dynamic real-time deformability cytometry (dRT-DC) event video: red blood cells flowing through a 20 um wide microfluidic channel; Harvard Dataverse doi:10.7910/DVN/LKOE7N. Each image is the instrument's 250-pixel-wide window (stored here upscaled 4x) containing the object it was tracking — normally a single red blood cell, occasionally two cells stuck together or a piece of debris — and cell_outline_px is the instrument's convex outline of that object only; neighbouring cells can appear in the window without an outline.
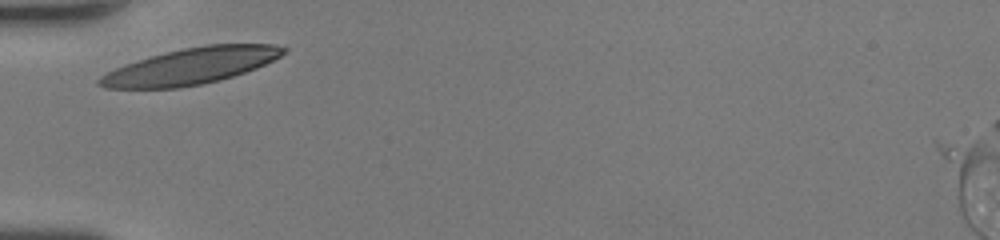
{"species": "human", "species_latin": "Homo sapiens", "temperature_condition": "room temperature", "stored_images_in_passage": 25, "camera_frame_rate_fps": 3000, "um_per_image_px": 0.085, "donor": {"sex": "female"}, "frame": {"image": 1, "passage_image": 1, "time_ms": 0.0, "image_size_px": [1000, 240], "cell_outline_px": [[288, 52], [256, 68], [220, 80], [180, 88], [104, 88], [96, 84], [96, 80], [100, 76], [124, 64], [152, 56], [184, 48], [208, 44], [276, 44], [288, 48]], "centroid_in_image_um": [16.23, 5.62], "position_along_channel_um": 68.8, "area_um2": 38.55}}
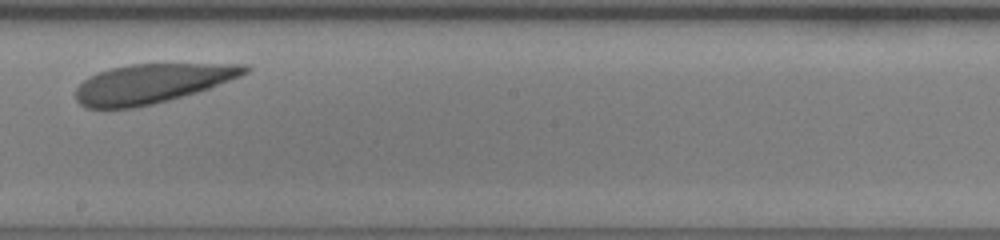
{"frame": {"image": 2, "passage_image": 14, "time_ms": 4.333, "image_size_px": [1000, 240], "cell_outline_px": [[252, 68], [248, 72], [240, 76], [208, 88], [196, 92], [168, 100], [152, 104], [132, 108], [84, 108], [76, 100], [76, 88], [84, 80], [100, 72], [112, 68], [128, 64], [248, 64]], "centroid_in_image_um": [12.91, 7.1], "position_along_channel_um": 235.3, "area_um2": 38.32}}
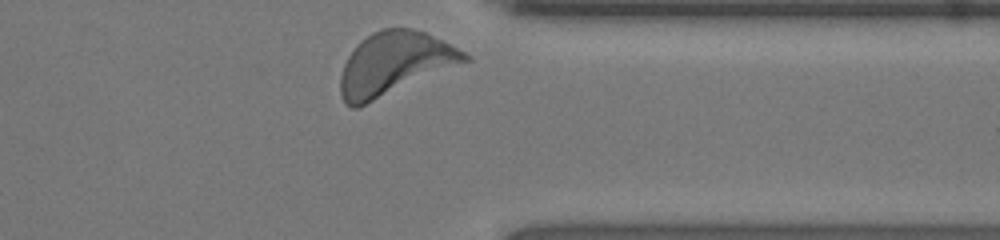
{"frame": {"image": 3, "passage_image": 25, "time_ms": 8.0, "image_size_px": [1000, 240], "cell_outline_px": [[472, 60], [360, 108], [352, 108], [344, 100], [340, 92], [340, 76], [344, 64], [348, 56], [356, 44], [360, 40], [372, 32], [380, 28], [412, 28], [424, 32], [472, 56]], "centroid_in_image_um": [33.52, 5.44], "position_along_channel_um": 377.9, "area_um2": 45.95}, "authors_computed_cell_mechanics": {"area_um2": 39.882, "velocity_mm_per_s": 3.928, "shape_relaxation_time_tau1_ms": 0.7472, "shape_relaxation_time_tau2_ms": null, "deformation_change_tau1": 0.07, "deformation_change_tau2": null}}